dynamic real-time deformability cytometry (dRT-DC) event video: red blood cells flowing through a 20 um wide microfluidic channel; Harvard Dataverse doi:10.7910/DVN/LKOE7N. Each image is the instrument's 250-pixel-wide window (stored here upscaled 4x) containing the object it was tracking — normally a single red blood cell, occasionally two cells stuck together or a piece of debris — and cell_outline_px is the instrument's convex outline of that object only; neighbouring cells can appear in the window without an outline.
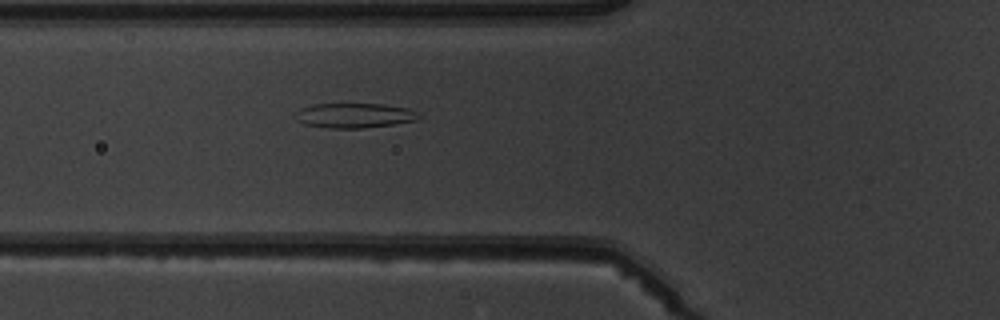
{"species": "common noctule bat (a hibernating species)", "species_latin": "Nyctalus noctula", "temperature_condition": "warm", "stored_images_in_passage": 6, "camera_frame_rate_fps": 3000, "um_per_image_px": 0.085, "animal": {"sex": "male", "body_mass_g": 19.5, "forearm_length_mm": 54.6}, "frame": {"image": 1, "passage_image": 6, "time_ms": 5.667, "image_size_px": [1000, 320], "cell_outline_px": [[420, 116], [416, 120], [392, 124], [364, 128], [328, 128], [304, 124], [296, 120], [296, 112], [300, 108], [316, 104], [380, 104], [408, 108], [416, 112]], "centroid_in_image_um": [30.09, 9.82], "position_along_channel_um": 95.7, "area_um2": 17.63}}